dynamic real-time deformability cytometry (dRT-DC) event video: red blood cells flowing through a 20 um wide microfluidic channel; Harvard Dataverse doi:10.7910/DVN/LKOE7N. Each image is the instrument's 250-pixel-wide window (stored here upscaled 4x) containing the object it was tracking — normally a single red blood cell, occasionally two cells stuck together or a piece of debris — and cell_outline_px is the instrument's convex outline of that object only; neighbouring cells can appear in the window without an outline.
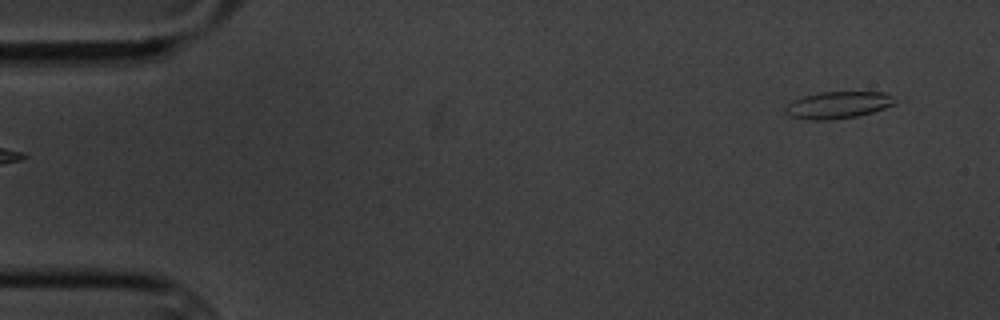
{"species": "common noctule bat (a hibernating species)", "species_latin": "Nyctalus noctula", "temperature_condition": "cold", "stored_images_in_passage": 6, "segment_of_instrument_passage": [2, 2], "camera_frame_rate_fps": 3000, "um_per_image_px": 0.085, "animal": {"sex": "male", "body_mass_g": 20.1, "forearm_length_mm": 53.5}, "frame": {"image": 1, "passage_image": 6, "time_ms": 6.0, "image_size_px": [1000, 320], "cell_outline_px": [[904, 100], [896, 104], [872, 112], [856, 116], [828, 120], [808, 120], [788, 116], [784, 112], [784, 108], [792, 100], [804, 96], [820, 92], [884, 92]], "centroid_in_image_um": [71.28, 8.92], "position_along_channel_um": 13.7, "area_um2": 17.57}}